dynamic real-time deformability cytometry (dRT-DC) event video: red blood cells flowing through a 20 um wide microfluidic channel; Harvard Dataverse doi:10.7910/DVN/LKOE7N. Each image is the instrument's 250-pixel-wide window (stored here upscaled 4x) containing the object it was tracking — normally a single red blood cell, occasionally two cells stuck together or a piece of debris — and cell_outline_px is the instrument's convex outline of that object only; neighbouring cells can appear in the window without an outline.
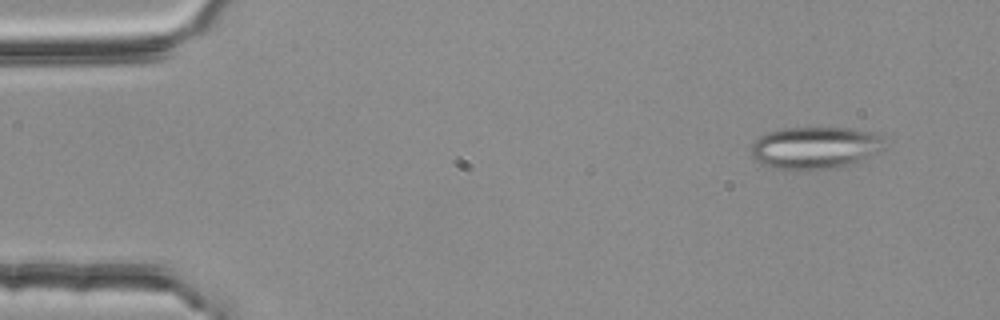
{"species": "common noctule bat (a hibernating species)", "species_latin": "Nyctalus noctula", "temperature_condition": "room temperature", "stored_images_in_passage": 5, "camera_frame_rate_fps": 3000, "um_per_image_px": 0.085, "animal": {"sex": "female", "body_mass_g": 25.1}, "frame": {"image": 1, "passage_image": 2, "time_ms": 0.333, "image_size_px": [1000, 320], "cell_outline_px": [[884, 148], [880, 152], [848, 164], [828, 168], [792, 172], [772, 168], [760, 164], [748, 152], [752, 144], [760, 136], [768, 132], [784, 128], [852, 128], [880, 132], [884, 136]], "centroid_in_image_um": [69.27, 12.56], "position_along_channel_um": 15.7, "area_um2": 33.52}}
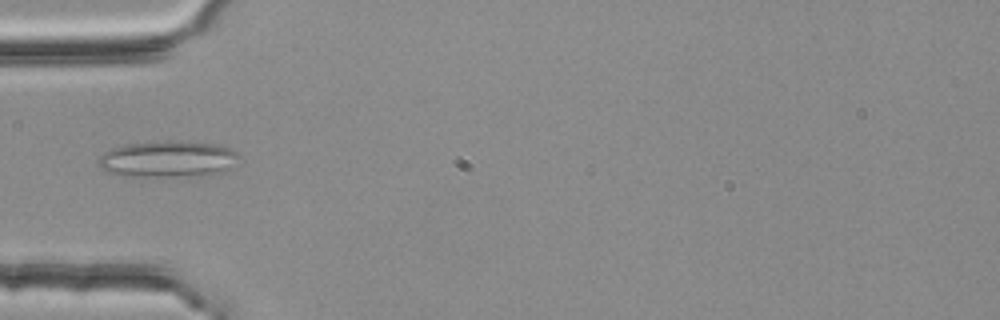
{"frame": {"image": 2, "passage_image": 5, "time_ms": 1.333, "image_size_px": [1000, 320], "cell_outline_px": [[240, 156], [224, 172], [200, 176], [124, 176], [108, 172], [100, 168], [96, 160], [104, 152], [112, 148], [124, 144], [180, 140], [216, 144], [240, 152]], "centroid_in_image_um": [14.26, 13.52], "position_along_channel_um": 70.7, "area_um2": 30.06}}